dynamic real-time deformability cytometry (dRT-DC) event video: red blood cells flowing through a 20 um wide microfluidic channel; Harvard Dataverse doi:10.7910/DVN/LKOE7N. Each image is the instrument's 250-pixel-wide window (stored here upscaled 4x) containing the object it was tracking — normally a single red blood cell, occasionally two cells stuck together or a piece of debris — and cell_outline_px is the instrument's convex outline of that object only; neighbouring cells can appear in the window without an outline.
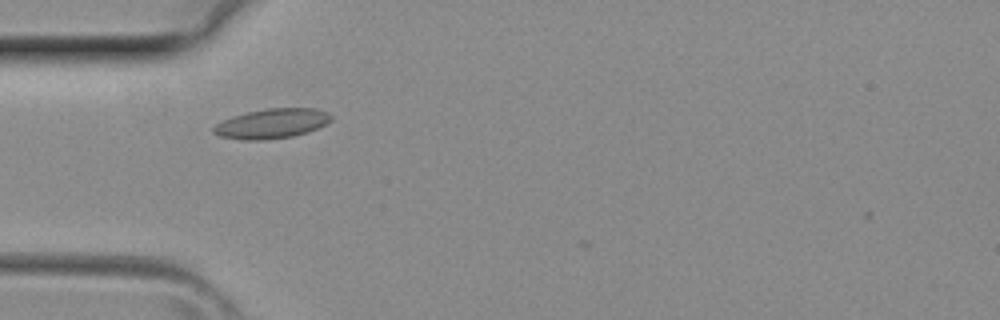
{"species": "common noctule bat (a hibernating species)", "species_latin": "Nyctalus noctula", "temperature_condition": "room temperature", "stored_images_in_passage": 4, "camera_frame_rate_fps": 3000, "um_per_image_px": 0.085, "animal": {"sex": "female", "body_mass_g": 29.2, "forearm_length_mm": 56.3}, "frame": {"image": 1, "passage_image": 3, "time_ms": 0.667, "image_size_px": [1000, 320], "cell_outline_px": [[332, 120], [308, 132], [292, 136], [264, 140], [244, 140], [220, 136], [212, 132], [212, 128], [216, 124], [232, 116], [248, 112], [268, 108], [316, 108], [328, 112], [332, 116]], "centroid_in_image_um": [23.11, 10.5], "position_along_channel_um": 61.9, "area_um2": 20.29}}